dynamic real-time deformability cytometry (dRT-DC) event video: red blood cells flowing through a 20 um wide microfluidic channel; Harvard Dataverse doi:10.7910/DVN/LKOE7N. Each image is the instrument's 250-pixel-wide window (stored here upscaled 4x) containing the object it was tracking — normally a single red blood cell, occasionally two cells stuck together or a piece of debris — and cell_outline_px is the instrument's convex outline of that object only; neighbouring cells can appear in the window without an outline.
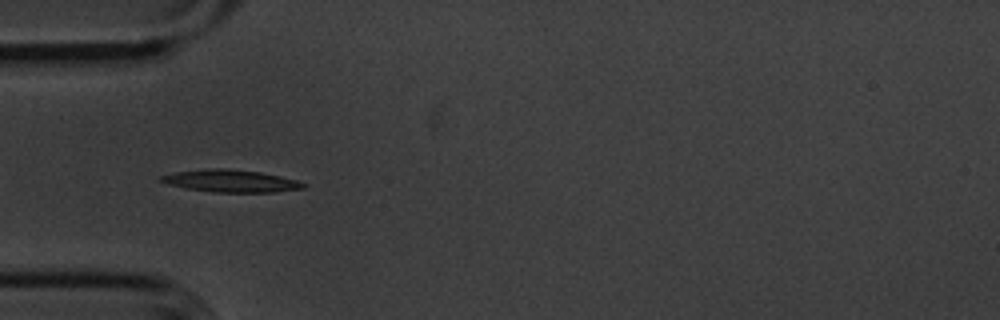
{"species": "common noctule bat (a hibernating species)", "species_latin": "Nyctalus noctula", "temperature_condition": "cold", "stored_images_in_passage": 41, "camera_frame_rate_fps": 3000, "um_per_image_px": 0.085, "animal": {"sex": "male", "body_mass_g": 20.1, "forearm_length_mm": 53.5}, "frame": {"image": 1, "passage_image": 3, "time_ms": 0.667, "image_size_px": [1000, 320], "cell_outline_px": [[308, 184], [304, 188], [276, 192], [216, 192], [188, 188], [168, 184], [156, 180], [160, 176], [172, 172], [208, 168], [228, 168], [260, 172], [280, 176], [296, 180]], "centroid_in_image_um": [19.6, 15.37], "position_along_channel_um": 65.4, "area_um2": 18.61}}
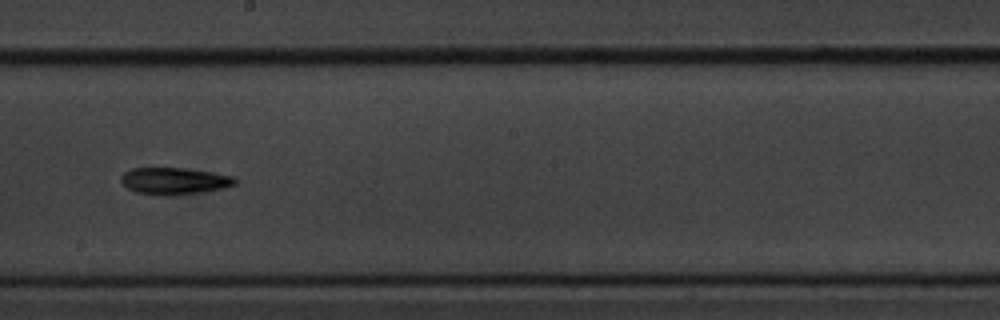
{"frame": {"image": 2, "passage_image": 17, "time_ms": 5.333, "image_size_px": [1000, 320], "cell_outline_px": [[236, 184], [224, 188], [200, 192], [164, 196], [136, 192], [128, 188], [120, 180], [120, 176], [124, 172], [132, 168], [180, 168], [212, 172], [232, 176], [236, 180]], "centroid_in_image_um": [14.79, 15.38], "position_along_channel_um": 233.4, "area_um2": 17.69}}
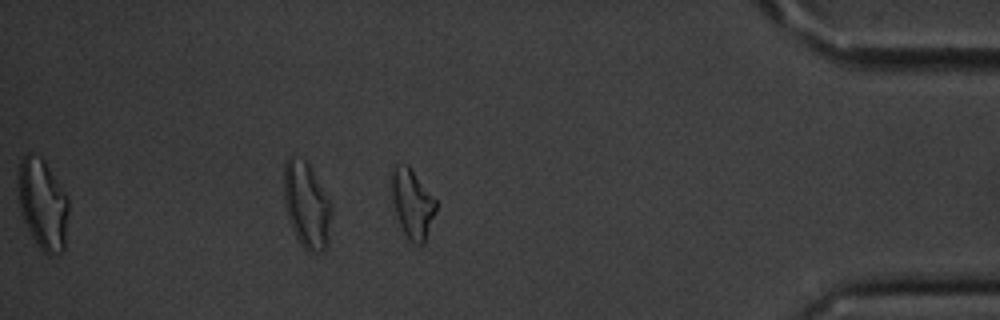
{"frame": {"image": 3, "passage_image": 34, "time_ms": 11.0, "image_size_px": [1000, 320], "cell_outline_px": [[436, 212], [424, 244], [416, 244], [408, 240], [400, 224], [392, 200], [392, 172], [396, 164], [408, 164], [436, 200]], "centroid_in_image_um": [35.06, 17.32], "position_along_channel_um": 400.1, "area_um2": 17.63}, "authors_computed_cell_mechanics": {"area_um2": 17.1088, "velocity_mm_per_s": 3.6055, "shape_relaxation_time_tau1_ms": 4.8231, "shape_relaxation_time_tau2_ms": null, "deformation_change_tau1": 0.1666, "deformation_change_tau2": null}}